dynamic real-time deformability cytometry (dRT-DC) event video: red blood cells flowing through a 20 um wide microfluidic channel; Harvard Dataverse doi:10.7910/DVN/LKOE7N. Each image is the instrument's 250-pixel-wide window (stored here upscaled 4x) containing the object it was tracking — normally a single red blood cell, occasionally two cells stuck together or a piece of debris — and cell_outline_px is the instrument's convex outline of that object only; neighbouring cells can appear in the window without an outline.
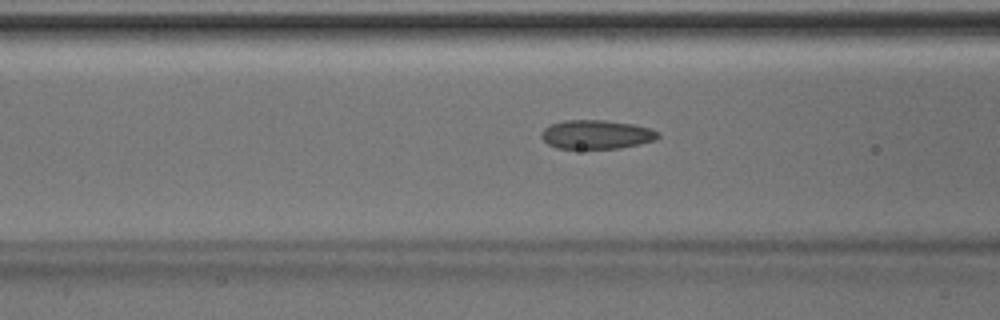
{"species": "Egyptian fruit bat (a non-hibernating species)", "species_latin": "Rousettus aegyptiacus", "temperature_condition": "room temperature", "stored_images_in_passage": 40, "camera_frame_rate_fps": 3000, "um_per_image_px": 0.085, "animal": {"sex": "male"}, "frame": {"image": 1, "passage_image": 19, "time_ms": 6.0, "image_size_px": [1000, 320], "cell_outline_px": [[660, 136], [656, 140], [640, 144], [620, 148], [556, 148], [548, 144], [540, 136], [540, 132], [544, 128], [552, 124], [564, 120], [604, 120], [632, 124], [652, 128], [660, 132]], "centroid_in_image_um": [50.72, 11.43], "position_along_channel_um": 115.9, "area_um2": 19.77}}
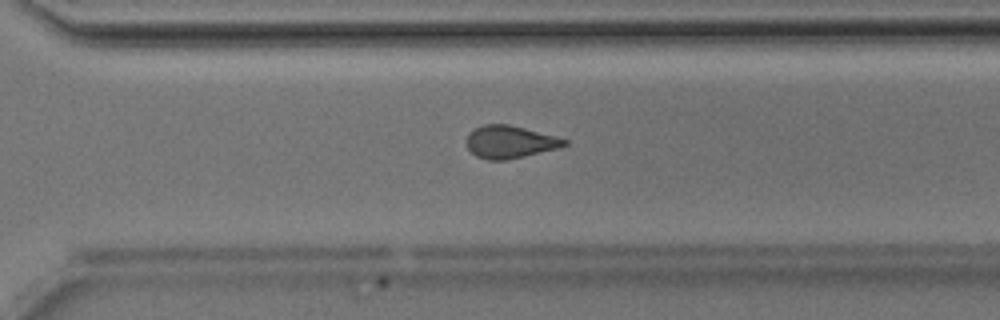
{"frame": {"image": 2, "passage_image": 34, "time_ms": 11.0, "image_size_px": [1000, 320], "cell_outline_px": [[568, 144], [560, 148], [508, 160], [488, 160], [476, 156], [468, 148], [468, 132], [484, 124], [508, 124], [524, 128], [568, 140]], "centroid_in_image_um": [43.35, 12.07], "position_along_channel_um": 327.2, "area_um2": 18.44}}
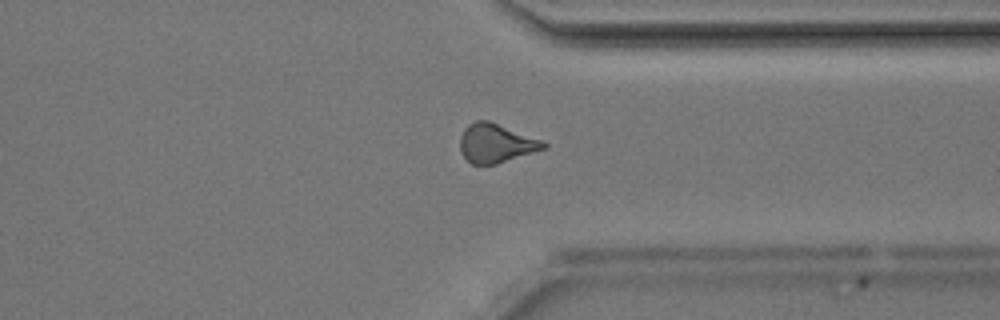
{"frame": {"image": 3, "passage_image": 37, "time_ms": 12.0, "image_size_px": [1000, 320], "cell_outline_px": [[548, 144], [544, 148], [496, 164], [472, 164], [460, 152], [460, 136], [464, 128], [468, 124], [476, 120], [488, 120], [544, 140]], "centroid_in_image_um": [42.14, 12.15], "position_along_channel_um": 369.3, "area_um2": 18.84}}